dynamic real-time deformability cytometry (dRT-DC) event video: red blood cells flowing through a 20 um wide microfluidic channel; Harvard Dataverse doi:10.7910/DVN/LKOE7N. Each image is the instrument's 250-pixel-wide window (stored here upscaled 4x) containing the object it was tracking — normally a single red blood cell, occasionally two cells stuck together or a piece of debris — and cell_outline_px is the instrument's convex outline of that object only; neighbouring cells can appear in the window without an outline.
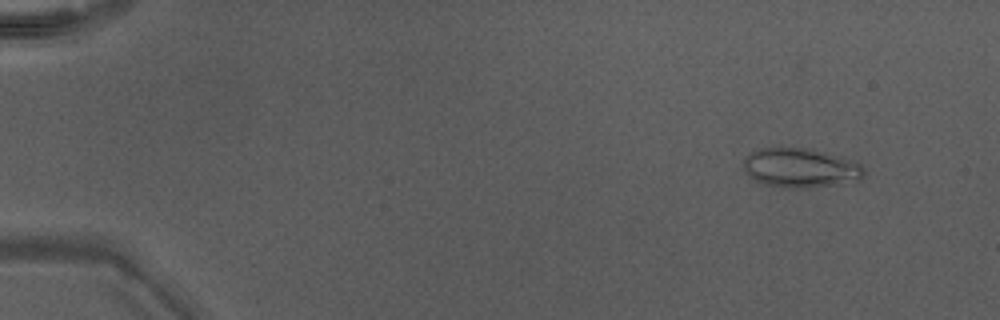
{"species": "Egyptian fruit bat (a non-hibernating species)", "species_latin": "Rousettus aegyptiacus", "temperature_condition": "warm", "stored_images_in_passage": 48, "camera_frame_rate_fps": 3000, "um_per_image_px": 0.085, "animal": {"sex": "male"}, "frame": {"image": 1, "passage_image": 4, "time_ms": 1.0, "image_size_px": [1000, 320], "cell_outline_px": [[864, 176], [860, 180], [808, 188], [784, 188], [764, 184], [748, 176], [744, 172], [744, 160], [756, 148], [812, 148], [828, 152], [852, 160], [860, 164], [864, 168]], "centroid_in_image_um": [68.05, 14.26], "position_along_channel_um": 17.0, "area_um2": 27.8}}
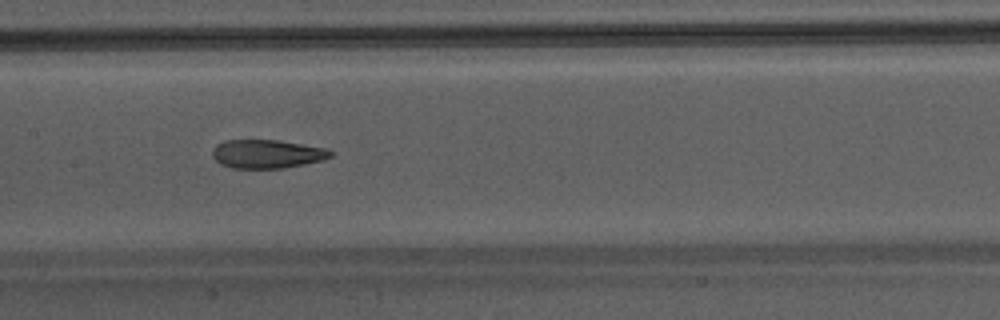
{"frame": {"image": 2, "passage_image": 25, "time_ms": 8.0, "image_size_px": [1000, 320], "cell_outline_px": [[332, 156], [324, 160], [284, 168], [232, 168], [220, 164], [212, 156], [212, 148], [216, 144], [224, 140], [280, 140], [324, 148], [332, 152]], "centroid_in_image_um": [22.66, 13.08], "position_along_channel_um": 184.7, "area_um2": 19.77}}
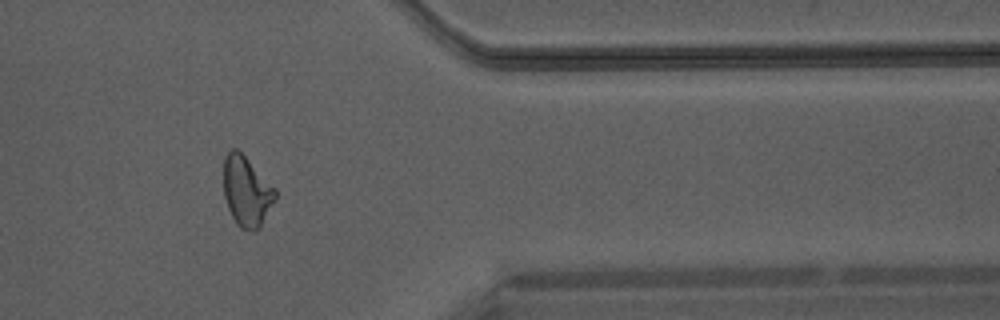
{"frame": {"image": 3, "passage_image": 40, "time_ms": 13.0, "image_size_px": [1000, 320], "cell_outline_px": [[276, 200], [260, 224], [256, 228], [240, 228], [236, 224], [228, 208], [224, 196], [224, 156], [232, 148], [236, 148], [276, 188]], "centroid_in_image_um": [20.95, 16.22], "position_along_channel_um": 390.5, "area_um2": 20.63}}